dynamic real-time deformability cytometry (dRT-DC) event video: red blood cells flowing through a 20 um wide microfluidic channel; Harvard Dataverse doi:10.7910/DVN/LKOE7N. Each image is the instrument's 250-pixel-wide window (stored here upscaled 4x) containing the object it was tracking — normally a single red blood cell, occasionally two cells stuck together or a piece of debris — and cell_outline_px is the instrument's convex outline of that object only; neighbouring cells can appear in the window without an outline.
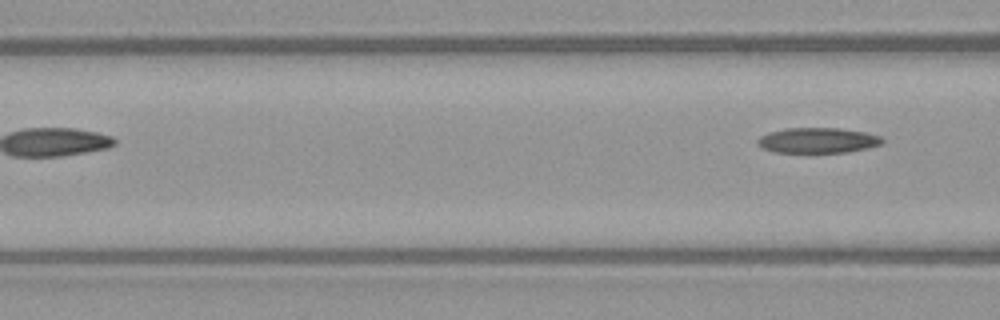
{"species": "common noctule bat (a hibernating species)", "species_latin": "Nyctalus noctula", "temperature_condition": "warm", "stored_images_in_passage": 6, "camera_frame_rate_fps": 3000, "um_per_image_px": 0.085, "animal": {"sex": "female", "body_mass_g": 21.9}, "frame": {"image": 1, "passage_image": 6, "time_ms": 6.0, "image_size_px": [1000, 320], "cell_outline_px": [[884, 140], [880, 144], [868, 148], [848, 152], [776, 152], [764, 148], [756, 144], [756, 140], [760, 136], [768, 132], [784, 128], [840, 128], [864, 132], [880, 136]], "centroid_in_image_um": [69.48, 11.92], "position_along_channel_um": 97.1, "area_um2": 18.38}}